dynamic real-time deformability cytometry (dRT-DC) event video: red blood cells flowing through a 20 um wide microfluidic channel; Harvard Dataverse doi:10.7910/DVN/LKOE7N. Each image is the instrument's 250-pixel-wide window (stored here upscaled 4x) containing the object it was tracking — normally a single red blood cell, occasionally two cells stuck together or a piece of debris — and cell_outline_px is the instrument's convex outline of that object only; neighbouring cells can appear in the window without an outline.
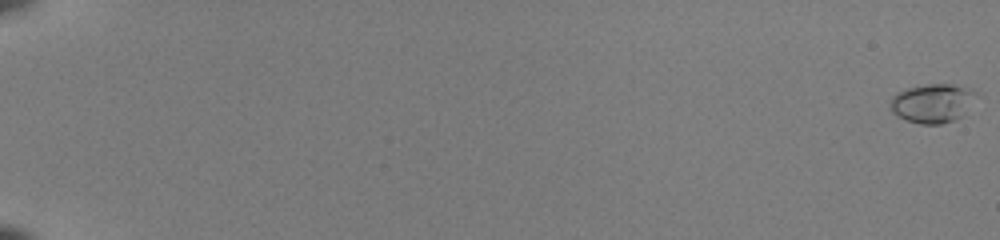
{"species": "common noctule bat (a hibernating species)", "species_latin": "Nyctalus noctula", "temperature_condition": "room temperature", "stored_images_in_passage": 55, "camera_frame_rate_fps": 3000, "um_per_image_px": 0.085, "animal": {"sex": "female", "body_mass_g": 22.0, "forearm_length_mm": 56.7}, "frame": {"image": 1, "passage_image": 1, "time_ms": 0.0, "image_size_px": [1000, 240], "cell_outline_px": [[976, 92], [960, 116], [956, 120], [940, 124], [920, 124], [908, 120], [892, 112], [892, 96], [896, 92], [908, 88], [928, 84], [952, 84], [972, 88]], "centroid_in_image_um": [79.23, 8.76], "position_along_channel_um": 5.8, "area_um2": 18.9}}
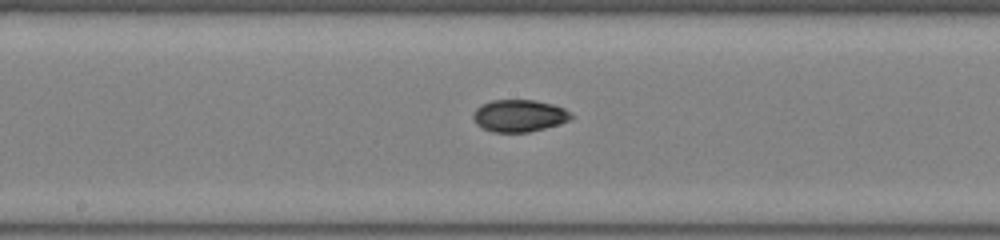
{"frame": {"image": 2, "passage_image": 33, "time_ms": 10.667, "image_size_px": [1000, 240], "cell_outline_px": [[576, 116], [560, 124], [528, 132], [492, 132], [476, 124], [472, 116], [472, 112], [480, 104], [492, 100], [536, 100], [552, 104], [564, 108], [572, 112]], "centroid_in_image_um": [44.14, 9.83], "position_along_channel_um": 204.1, "area_um2": 18.55}}
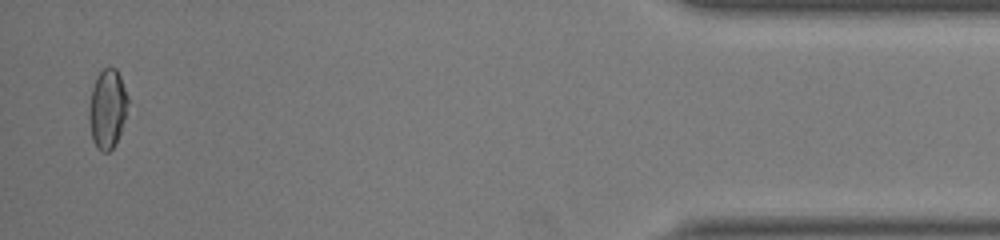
{"frame": {"image": 3, "passage_image": 54, "time_ms": 17.667, "image_size_px": [1000, 240], "cell_outline_px": [[128, 104], [124, 120], [116, 144], [108, 152], [104, 152], [96, 148], [92, 140], [88, 120], [88, 108], [92, 88], [96, 76], [104, 68], [116, 68], [120, 76], [128, 96]], "centroid_in_image_um": [9.11, 9.26], "position_along_channel_um": 426.1, "area_um2": 18.09}, "authors_computed_cell_mechanics": {"area_um2": 17.8602, "velocity_mm_per_s": 4.0224, "shape_relaxation_time_tau1_ms": 9.2691, "shape_relaxation_time_tau2_ms": 2.732, "deformation_change_tau1": 0.2137, "deformation_change_tau2": 0.0645}}